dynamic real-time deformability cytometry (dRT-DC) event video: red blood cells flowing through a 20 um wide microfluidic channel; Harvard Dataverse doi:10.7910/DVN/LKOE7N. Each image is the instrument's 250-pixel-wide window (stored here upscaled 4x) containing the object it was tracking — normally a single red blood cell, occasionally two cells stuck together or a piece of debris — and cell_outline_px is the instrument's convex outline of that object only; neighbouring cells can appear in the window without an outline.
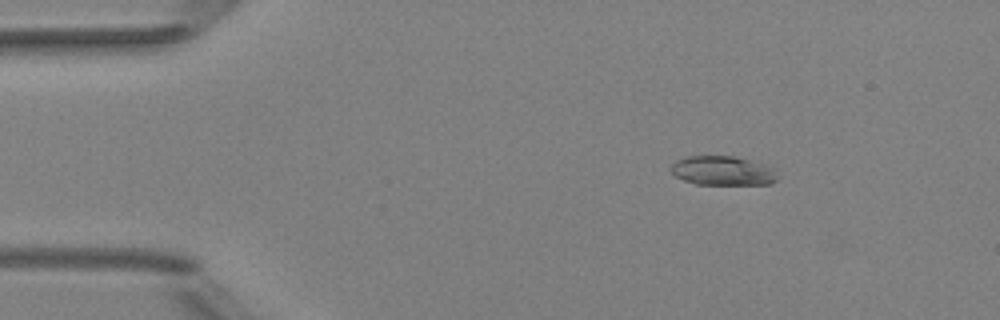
{"species": "Egyptian fruit bat (a non-hibernating species)", "species_latin": "Rousettus aegyptiacus", "temperature_condition": "room temperature", "stored_images_in_passage": 5, "camera_frame_rate_fps": 3000, "um_per_image_px": 0.085, "animal": {"sex": "female"}, "frame": {"image": 1, "passage_image": 3, "time_ms": 2.333, "image_size_px": [1000, 320], "cell_outline_px": [[780, 176], [776, 180], [768, 184], [696, 184], [684, 180], [676, 176], [672, 172], [672, 164], [676, 160], [688, 156], [732, 156], [748, 160], [772, 168]], "centroid_in_image_um": [61.42, 14.52], "position_along_channel_um": 23.6, "area_um2": 17.86}}